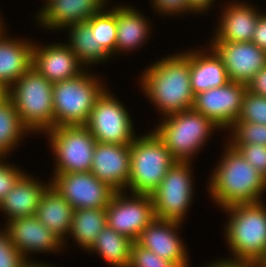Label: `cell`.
Masks as SVG:
<instances>
[{"instance_id": "6da1fadb", "label": "cell", "mask_w": 266, "mask_h": 267, "mask_svg": "<svg viewBox=\"0 0 266 267\" xmlns=\"http://www.w3.org/2000/svg\"><path fill=\"white\" fill-rule=\"evenodd\" d=\"M139 77L140 90L161 117L193 108L190 51L174 53L154 61Z\"/></svg>"}, {"instance_id": "7a4b0ae2", "label": "cell", "mask_w": 266, "mask_h": 267, "mask_svg": "<svg viewBox=\"0 0 266 267\" xmlns=\"http://www.w3.org/2000/svg\"><path fill=\"white\" fill-rule=\"evenodd\" d=\"M216 167L210 173L207 191L221 209L264 201L266 179L227 142Z\"/></svg>"}, {"instance_id": "3957f363", "label": "cell", "mask_w": 266, "mask_h": 267, "mask_svg": "<svg viewBox=\"0 0 266 267\" xmlns=\"http://www.w3.org/2000/svg\"><path fill=\"white\" fill-rule=\"evenodd\" d=\"M264 202L238 204L221 209L228 215L227 222L223 225L225 242L231 250V257L228 259L259 263L264 257L266 253Z\"/></svg>"}, {"instance_id": "277c9868", "label": "cell", "mask_w": 266, "mask_h": 267, "mask_svg": "<svg viewBox=\"0 0 266 267\" xmlns=\"http://www.w3.org/2000/svg\"><path fill=\"white\" fill-rule=\"evenodd\" d=\"M163 121L152 130L180 162H192L211 138L212 132L221 129L209 118L193 108L161 118Z\"/></svg>"}, {"instance_id": "5b68a950", "label": "cell", "mask_w": 266, "mask_h": 267, "mask_svg": "<svg viewBox=\"0 0 266 267\" xmlns=\"http://www.w3.org/2000/svg\"><path fill=\"white\" fill-rule=\"evenodd\" d=\"M8 98L31 134H44L54 127L53 83L33 67L8 89Z\"/></svg>"}, {"instance_id": "8992f818", "label": "cell", "mask_w": 266, "mask_h": 267, "mask_svg": "<svg viewBox=\"0 0 266 267\" xmlns=\"http://www.w3.org/2000/svg\"><path fill=\"white\" fill-rule=\"evenodd\" d=\"M88 71L53 83L54 127L87 123L96 100L108 88L99 75Z\"/></svg>"}, {"instance_id": "52a82bcc", "label": "cell", "mask_w": 266, "mask_h": 267, "mask_svg": "<svg viewBox=\"0 0 266 267\" xmlns=\"http://www.w3.org/2000/svg\"><path fill=\"white\" fill-rule=\"evenodd\" d=\"M141 135L130 144L127 191L151 195L176 160L153 131Z\"/></svg>"}, {"instance_id": "ba28073f", "label": "cell", "mask_w": 266, "mask_h": 267, "mask_svg": "<svg viewBox=\"0 0 266 267\" xmlns=\"http://www.w3.org/2000/svg\"><path fill=\"white\" fill-rule=\"evenodd\" d=\"M46 135L55 159L52 176L90 171L97 141L85 125L56 126Z\"/></svg>"}, {"instance_id": "9c48e42d", "label": "cell", "mask_w": 266, "mask_h": 267, "mask_svg": "<svg viewBox=\"0 0 266 267\" xmlns=\"http://www.w3.org/2000/svg\"><path fill=\"white\" fill-rule=\"evenodd\" d=\"M191 163L176 161L151 193L155 218L184 224L195 196Z\"/></svg>"}, {"instance_id": "30bf717a", "label": "cell", "mask_w": 266, "mask_h": 267, "mask_svg": "<svg viewBox=\"0 0 266 267\" xmlns=\"http://www.w3.org/2000/svg\"><path fill=\"white\" fill-rule=\"evenodd\" d=\"M127 107L106 89L96 100L85 126L98 143L130 145L136 137Z\"/></svg>"}, {"instance_id": "8fae6325", "label": "cell", "mask_w": 266, "mask_h": 267, "mask_svg": "<svg viewBox=\"0 0 266 267\" xmlns=\"http://www.w3.org/2000/svg\"><path fill=\"white\" fill-rule=\"evenodd\" d=\"M128 191L115 192L105 208L107 225L119 234L136 242L141 232L155 218L154 206L149 194Z\"/></svg>"}, {"instance_id": "7c38bea8", "label": "cell", "mask_w": 266, "mask_h": 267, "mask_svg": "<svg viewBox=\"0 0 266 267\" xmlns=\"http://www.w3.org/2000/svg\"><path fill=\"white\" fill-rule=\"evenodd\" d=\"M51 186L73 207L105 209L116 192L89 172L59 173L51 178Z\"/></svg>"}, {"instance_id": "4fadbf2b", "label": "cell", "mask_w": 266, "mask_h": 267, "mask_svg": "<svg viewBox=\"0 0 266 267\" xmlns=\"http://www.w3.org/2000/svg\"><path fill=\"white\" fill-rule=\"evenodd\" d=\"M247 84L229 81L194 96L193 109L226 132L240 115Z\"/></svg>"}, {"instance_id": "5bb4252c", "label": "cell", "mask_w": 266, "mask_h": 267, "mask_svg": "<svg viewBox=\"0 0 266 267\" xmlns=\"http://www.w3.org/2000/svg\"><path fill=\"white\" fill-rule=\"evenodd\" d=\"M4 224L2 229L27 262H34L28 255L56 254L58 251L61 254V249L65 248L63 241L35 216L18 217Z\"/></svg>"}, {"instance_id": "9a60e30c", "label": "cell", "mask_w": 266, "mask_h": 267, "mask_svg": "<svg viewBox=\"0 0 266 267\" xmlns=\"http://www.w3.org/2000/svg\"><path fill=\"white\" fill-rule=\"evenodd\" d=\"M181 226L178 222L154 218L141 232L136 243L177 267H189L187 245L179 235Z\"/></svg>"}, {"instance_id": "2e32d148", "label": "cell", "mask_w": 266, "mask_h": 267, "mask_svg": "<svg viewBox=\"0 0 266 267\" xmlns=\"http://www.w3.org/2000/svg\"><path fill=\"white\" fill-rule=\"evenodd\" d=\"M208 46L222 59L229 81L247 84L266 66V52L252 42L210 41Z\"/></svg>"}, {"instance_id": "e0dca14e", "label": "cell", "mask_w": 266, "mask_h": 267, "mask_svg": "<svg viewBox=\"0 0 266 267\" xmlns=\"http://www.w3.org/2000/svg\"><path fill=\"white\" fill-rule=\"evenodd\" d=\"M106 0H45L36 22L45 30L60 31L71 24L88 21L107 4ZM60 29V30H59Z\"/></svg>"}, {"instance_id": "ac0fdd59", "label": "cell", "mask_w": 266, "mask_h": 267, "mask_svg": "<svg viewBox=\"0 0 266 267\" xmlns=\"http://www.w3.org/2000/svg\"><path fill=\"white\" fill-rule=\"evenodd\" d=\"M32 67L51 83L74 78L85 70L75 53L62 42L41 46L34 41Z\"/></svg>"}, {"instance_id": "d6986e66", "label": "cell", "mask_w": 266, "mask_h": 267, "mask_svg": "<svg viewBox=\"0 0 266 267\" xmlns=\"http://www.w3.org/2000/svg\"><path fill=\"white\" fill-rule=\"evenodd\" d=\"M90 172L116 192L127 191L130 145L96 143Z\"/></svg>"}, {"instance_id": "ffe728a7", "label": "cell", "mask_w": 266, "mask_h": 267, "mask_svg": "<svg viewBox=\"0 0 266 267\" xmlns=\"http://www.w3.org/2000/svg\"><path fill=\"white\" fill-rule=\"evenodd\" d=\"M228 3L221 8L219 24L211 41L251 42L257 20L263 12L243 0Z\"/></svg>"}, {"instance_id": "44dd1931", "label": "cell", "mask_w": 266, "mask_h": 267, "mask_svg": "<svg viewBox=\"0 0 266 267\" xmlns=\"http://www.w3.org/2000/svg\"><path fill=\"white\" fill-rule=\"evenodd\" d=\"M39 179L40 177L34 178L25 172L0 201V212L6 218L5 222L35 215L43 194L51 186L50 179L46 184Z\"/></svg>"}, {"instance_id": "7402d4cb", "label": "cell", "mask_w": 266, "mask_h": 267, "mask_svg": "<svg viewBox=\"0 0 266 267\" xmlns=\"http://www.w3.org/2000/svg\"><path fill=\"white\" fill-rule=\"evenodd\" d=\"M7 35L0 37V84L9 89L32 67L34 41Z\"/></svg>"}, {"instance_id": "603a6c76", "label": "cell", "mask_w": 266, "mask_h": 267, "mask_svg": "<svg viewBox=\"0 0 266 267\" xmlns=\"http://www.w3.org/2000/svg\"><path fill=\"white\" fill-rule=\"evenodd\" d=\"M200 48L190 50V79L194 96L229 82L222 59L210 46Z\"/></svg>"}, {"instance_id": "cb8c5ba5", "label": "cell", "mask_w": 266, "mask_h": 267, "mask_svg": "<svg viewBox=\"0 0 266 267\" xmlns=\"http://www.w3.org/2000/svg\"><path fill=\"white\" fill-rule=\"evenodd\" d=\"M128 5L117 6V38L115 54L140 48L151 34L152 23L143 13ZM150 33V34H149Z\"/></svg>"}, {"instance_id": "d4e9b609", "label": "cell", "mask_w": 266, "mask_h": 267, "mask_svg": "<svg viewBox=\"0 0 266 267\" xmlns=\"http://www.w3.org/2000/svg\"><path fill=\"white\" fill-rule=\"evenodd\" d=\"M73 213V207L50 186L43 194L34 216L67 247L65 242L71 228Z\"/></svg>"}, {"instance_id": "484cf974", "label": "cell", "mask_w": 266, "mask_h": 267, "mask_svg": "<svg viewBox=\"0 0 266 267\" xmlns=\"http://www.w3.org/2000/svg\"><path fill=\"white\" fill-rule=\"evenodd\" d=\"M63 30L68 32L67 46L75 53L79 63L86 69L105 63L111 57L97 44L95 32L87 22L71 24ZM86 65V66H85ZM89 67V68H88Z\"/></svg>"}, {"instance_id": "4316f807", "label": "cell", "mask_w": 266, "mask_h": 267, "mask_svg": "<svg viewBox=\"0 0 266 267\" xmlns=\"http://www.w3.org/2000/svg\"><path fill=\"white\" fill-rule=\"evenodd\" d=\"M107 224L106 210L86 208L74 210L71 228L67 236L73 239L81 249L87 251L97 239L98 234Z\"/></svg>"}, {"instance_id": "83f0119b", "label": "cell", "mask_w": 266, "mask_h": 267, "mask_svg": "<svg viewBox=\"0 0 266 267\" xmlns=\"http://www.w3.org/2000/svg\"><path fill=\"white\" fill-rule=\"evenodd\" d=\"M132 243L106 224L87 252L96 253L112 267H128Z\"/></svg>"}, {"instance_id": "f1b7e54d", "label": "cell", "mask_w": 266, "mask_h": 267, "mask_svg": "<svg viewBox=\"0 0 266 267\" xmlns=\"http://www.w3.org/2000/svg\"><path fill=\"white\" fill-rule=\"evenodd\" d=\"M30 131L21 122L13 102L7 98L0 104V156H11Z\"/></svg>"}, {"instance_id": "f546056e", "label": "cell", "mask_w": 266, "mask_h": 267, "mask_svg": "<svg viewBox=\"0 0 266 267\" xmlns=\"http://www.w3.org/2000/svg\"><path fill=\"white\" fill-rule=\"evenodd\" d=\"M106 6L86 21L95 32L97 44L110 56L115 57L117 38V6ZM114 55V56H113Z\"/></svg>"}, {"instance_id": "4dcf8cb0", "label": "cell", "mask_w": 266, "mask_h": 267, "mask_svg": "<svg viewBox=\"0 0 266 267\" xmlns=\"http://www.w3.org/2000/svg\"><path fill=\"white\" fill-rule=\"evenodd\" d=\"M229 145L260 144L266 146V125L235 120L227 129Z\"/></svg>"}, {"instance_id": "1f68e13d", "label": "cell", "mask_w": 266, "mask_h": 267, "mask_svg": "<svg viewBox=\"0 0 266 267\" xmlns=\"http://www.w3.org/2000/svg\"><path fill=\"white\" fill-rule=\"evenodd\" d=\"M237 120L266 125V97L246 91Z\"/></svg>"}, {"instance_id": "d6a6232c", "label": "cell", "mask_w": 266, "mask_h": 267, "mask_svg": "<svg viewBox=\"0 0 266 267\" xmlns=\"http://www.w3.org/2000/svg\"><path fill=\"white\" fill-rule=\"evenodd\" d=\"M128 267H177L174 263L165 260L154 252L144 249L136 242L131 245Z\"/></svg>"}, {"instance_id": "836d02e7", "label": "cell", "mask_w": 266, "mask_h": 267, "mask_svg": "<svg viewBox=\"0 0 266 267\" xmlns=\"http://www.w3.org/2000/svg\"><path fill=\"white\" fill-rule=\"evenodd\" d=\"M266 179V146L258 144L230 145Z\"/></svg>"}, {"instance_id": "e575fe53", "label": "cell", "mask_w": 266, "mask_h": 267, "mask_svg": "<svg viewBox=\"0 0 266 267\" xmlns=\"http://www.w3.org/2000/svg\"><path fill=\"white\" fill-rule=\"evenodd\" d=\"M27 261L0 227V267H24Z\"/></svg>"}, {"instance_id": "d590c367", "label": "cell", "mask_w": 266, "mask_h": 267, "mask_svg": "<svg viewBox=\"0 0 266 267\" xmlns=\"http://www.w3.org/2000/svg\"><path fill=\"white\" fill-rule=\"evenodd\" d=\"M7 157L0 156V201L13 188L18 179L26 172L11 163L4 162Z\"/></svg>"}, {"instance_id": "8d00e7d4", "label": "cell", "mask_w": 266, "mask_h": 267, "mask_svg": "<svg viewBox=\"0 0 266 267\" xmlns=\"http://www.w3.org/2000/svg\"><path fill=\"white\" fill-rule=\"evenodd\" d=\"M153 5L151 8L158 12L159 16H184L190 12L194 14L195 12L189 6L188 0H150Z\"/></svg>"}, {"instance_id": "74e56055", "label": "cell", "mask_w": 266, "mask_h": 267, "mask_svg": "<svg viewBox=\"0 0 266 267\" xmlns=\"http://www.w3.org/2000/svg\"><path fill=\"white\" fill-rule=\"evenodd\" d=\"M247 91L266 97V66L259 70L247 83Z\"/></svg>"}, {"instance_id": "f35d334b", "label": "cell", "mask_w": 266, "mask_h": 267, "mask_svg": "<svg viewBox=\"0 0 266 267\" xmlns=\"http://www.w3.org/2000/svg\"><path fill=\"white\" fill-rule=\"evenodd\" d=\"M251 42L266 52V12L259 16Z\"/></svg>"}, {"instance_id": "ab89813d", "label": "cell", "mask_w": 266, "mask_h": 267, "mask_svg": "<svg viewBox=\"0 0 266 267\" xmlns=\"http://www.w3.org/2000/svg\"><path fill=\"white\" fill-rule=\"evenodd\" d=\"M217 0H188L189 6L197 14H206ZM207 11V12H206Z\"/></svg>"}, {"instance_id": "60d3db41", "label": "cell", "mask_w": 266, "mask_h": 267, "mask_svg": "<svg viewBox=\"0 0 266 267\" xmlns=\"http://www.w3.org/2000/svg\"><path fill=\"white\" fill-rule=\"evenodd\" d=\"M202 267H230V259L225 257L224 259L222 258L218 259L217 261H212L211 263Z\"/></svg>"}, {"instance_id": "b9f144b4", "label": "cell", "mask_w": 266, "mask_h": 267, "mask_svg": "<svg viewBox=\"0 0 266 267\" xmlns=\"http://www.w3.org/2000/svg\"><path fill=\"white\" fill-rule=\"evenodd\" d=\"M230 267H259V265L254 262H241L230 259Z\"/></svg>"}, {"instance_id": "7bdbcfd3", "label": "cell", "mask_w": 266, "mask_h": 267, "mask_svg": "<svg viewBox=\"0 0 266 267\" xmlns=\"http://www.w3.org/2000/svg\"><path fill=\"white\" fill-rule=\"evenodd\" d=\"M24 267H54V265L52 266V264H44L43 262H39V261H37V262H27L25 265H24ZM55 267H56V265H55Z\"/></svg>"}, {"instance_id": "ee69618b", "label": "cell", "mask_w": 266, "mask_h": 267, "mask_svg": "<svg viewBox=\"0 0 266 267\" xmlns=\"http://www.w3.org/2000/svg\"><path fill=\"white\" fill-rule=\"evenodd\" d=\"M8 98V89L0 84V104Z\"/></svg>"}, {"instance_id": "f6af8a7d", "label": "cell", "mask_w": 266, "mask_h": 267, "mask_svg": "<svg viewBox=\"0 0 266 267\" xmlns=\"http://www.w3.org/2000/svg\"><path fill=\"white\" fill-rule=\"evenodd\" d=\"M3 17L2 15H0V37H2L4 34H7L8 30H6L7 28H5V23L3 21Z\"/></svg>"}, {"instance_id": "bcb514c9", "label": "cell", "mask_w": 266, "mask_h": 267, "mask_svg": "<svg viewBox=\"0 0 266 267\" xmlns=\"http://www.w3.org/2000/svg\"><path fill=\"white\" fill-rule=\"evenodd\" d=\"M259 267H266V253L264 257L258 263Z\"/></svg>"}]
</instances>
